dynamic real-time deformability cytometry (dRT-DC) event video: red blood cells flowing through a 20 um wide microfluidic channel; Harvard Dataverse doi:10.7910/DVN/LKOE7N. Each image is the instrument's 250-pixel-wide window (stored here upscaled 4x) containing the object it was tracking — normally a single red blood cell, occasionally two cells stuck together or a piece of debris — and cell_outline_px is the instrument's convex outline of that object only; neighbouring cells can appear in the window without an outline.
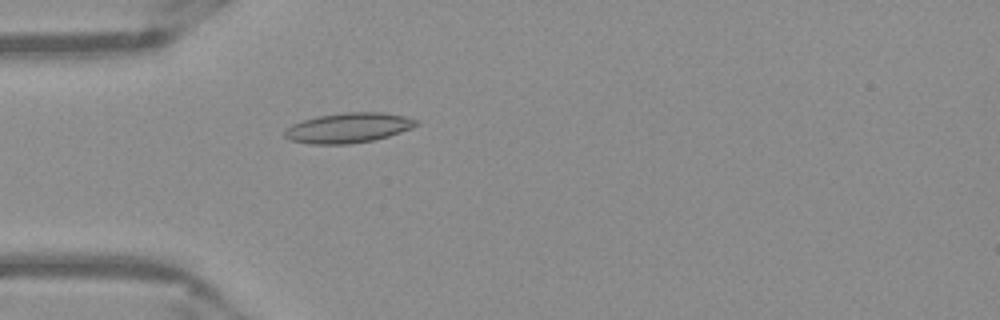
{"species": "Egyptian fruit bat (a non-hibernating species)", "species_latin": "Rousettus aegyptiacus", "temperature_condition": "warm", "stored_images_in_passage": 51, "camera_frame_rate_fps": 3000, "um_per_image_px": 0.085, "frame": {"image": 1, "passage_image": 15, "time_ms": 4.667, "image_size_px": [1000, 320], "cell_outline_px": [[420, 124], [412, 128], [388, 136], [372, 140], [348, 144], [312, 144], [292, 140], [284, 136], [284, 132], [292, 124], [316, 116], [344, 112], [384, 112], [404, 116], [420, 120]], "centroid_in_image_um": [29.66, 10.85], "position_along_channel_um": 55.3, "area_um2": 22.95}}
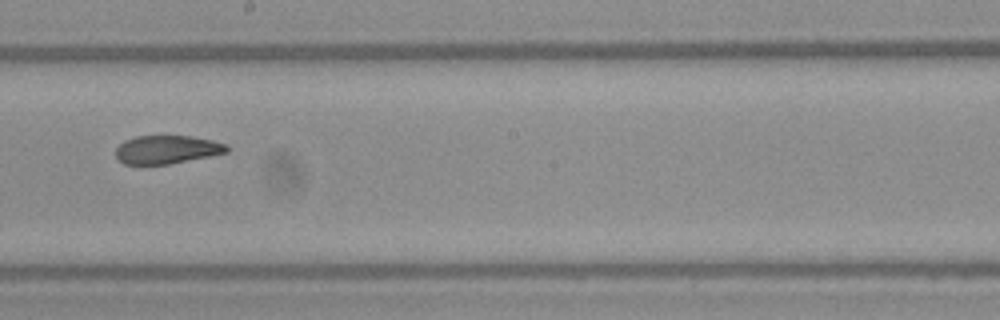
{"frame": {"image": 2, "passage_image": 29, "time_ms": 9.333, "image_size_px": [1000, 320], "cell_outline_px": [[228, 152], [168, 164], [124, 164], [116, 160], [116, 148], [124, 140], [136, 136], [192, 136], [212, 140], [224, 144], [228, 148]], "centroid_in_image_um": [14.13, 12.71], "position_along_channel_um": 234.1, "area_um2": 18.21}}
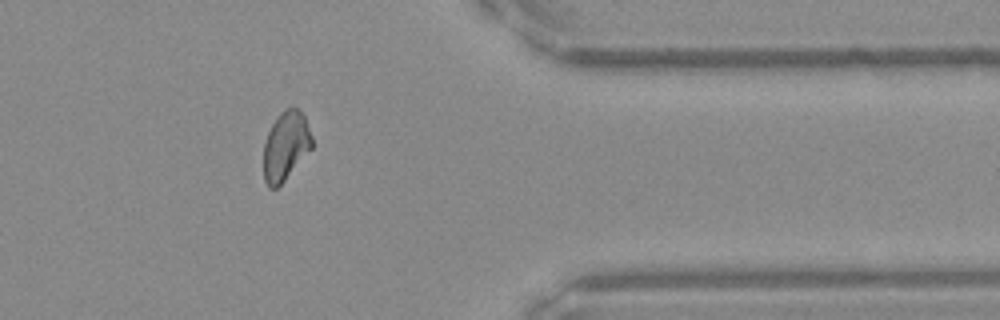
{"frame": {"image": 3, "passage_image": 42, "time_ms": 13.667, "image_size_px": [1000, 320], "cell_outline_px": [[312, 148], [284, 180], [276, 188], [268, 188], [264, 180], [264, 144], [268, 132], [276, 116], [280, 112], [288, 108], [296, 108], [304, 116], [312, 136]], "centroid_in_image_um": [24.27, 12.41], "position_along_channel_um": 387.1, "area_um2": 19.19}, "authors_computed_cell_mechanics": {"area_um2": 20.2878, "velocity_mm_per_s": 3.9325, "shape_relaxation_time_tau1_ms": null, "shape_relaxation_time_tau2_ms": 1.9194, "deformation_change_tau1": null, "deformation_change_tau2": 0.0819}}